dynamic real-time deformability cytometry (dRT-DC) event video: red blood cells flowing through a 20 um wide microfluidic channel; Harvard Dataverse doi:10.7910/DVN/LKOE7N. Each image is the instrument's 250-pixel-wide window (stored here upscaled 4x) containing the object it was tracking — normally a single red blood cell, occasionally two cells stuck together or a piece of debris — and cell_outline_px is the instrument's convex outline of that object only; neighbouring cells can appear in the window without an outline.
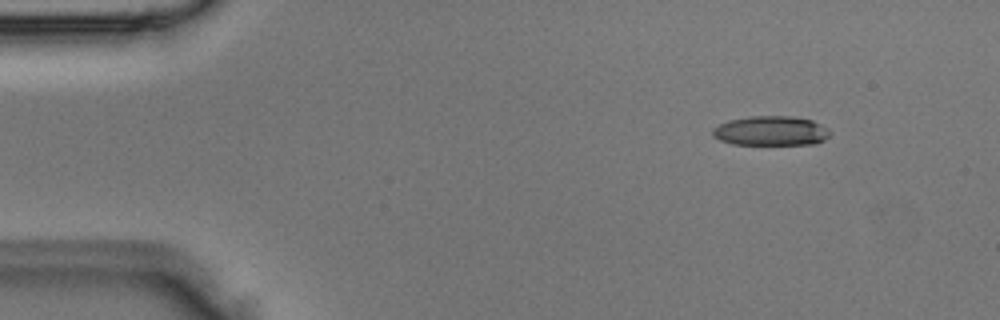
{"species": "Egyptian fruit bat (a non-hibernating species)", "species_latin": "Rousettus aegyptiacus", "temperature_condition": "room temperature", "stored_images_in_passage": 4, "camera_frame_rate_fps": 3000, "um_per_image_px": 0.085, "animal": {"sex": "male"}, "frame": {"image": 1, "passage_image": 1, "time_ms": 0.0, "image_size_px": [1000, 320], "cell_outline_px": [[832, 132], [824, 140], [816, 144], [732, 144], [720, 140], [712, 136], [712, 128], [728, 120], [752, 116], [792, 116], [812, 120], [828, 128]], "centroid_in_image_um": [65.53, 11.12], "position_along_channel_um": 19.5, "area_um2": 20.29}}